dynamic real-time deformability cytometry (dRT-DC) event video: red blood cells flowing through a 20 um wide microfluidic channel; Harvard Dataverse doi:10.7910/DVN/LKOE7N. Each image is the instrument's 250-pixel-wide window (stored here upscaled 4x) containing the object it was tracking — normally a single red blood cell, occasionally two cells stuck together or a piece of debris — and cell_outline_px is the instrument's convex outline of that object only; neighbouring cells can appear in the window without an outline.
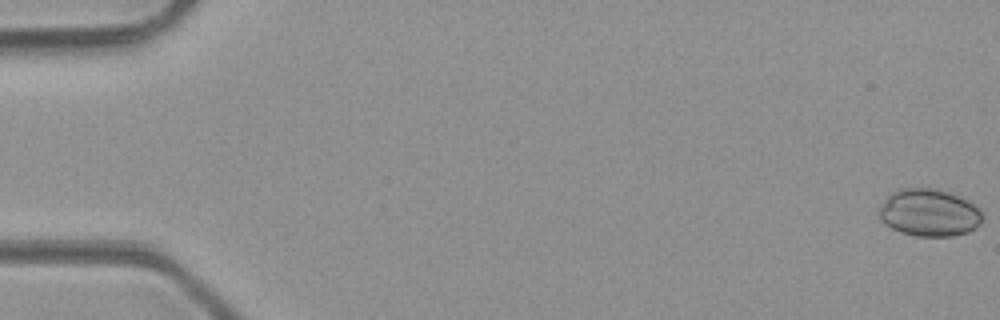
{"species": "common noctule bat (a hibernating species)", "species_latin": "Nyctalus noctula", "temperature_condition": "room temperature", "stored_images_in_passage": 4, "camera_frame_rate_fps": 3000, "um_per_image_px": 0.085, "animal": {"sex": "male", "body_mass_g": 23.1, "forearm_length_mm": 52.7}, "frame": {"image": 1, "passage_image": 1, "time_ms": 0.0, "image_size_px": [1000, 320], "cell_outline_px": [[984, 216], [980, 224], [976, 228], [968, 232], [952, 236], [916, 236], [900, 232], [884, 224], [880, 220], [876, 212], [880, 204], [892, 192], [900, 188], [936, 188], [960, 196], [968, 200], [984, 212]], "centroid_in_image_um": [78.97, 18.08], "position_along_channel_um": 6.0, "area_um2": 29.07}}